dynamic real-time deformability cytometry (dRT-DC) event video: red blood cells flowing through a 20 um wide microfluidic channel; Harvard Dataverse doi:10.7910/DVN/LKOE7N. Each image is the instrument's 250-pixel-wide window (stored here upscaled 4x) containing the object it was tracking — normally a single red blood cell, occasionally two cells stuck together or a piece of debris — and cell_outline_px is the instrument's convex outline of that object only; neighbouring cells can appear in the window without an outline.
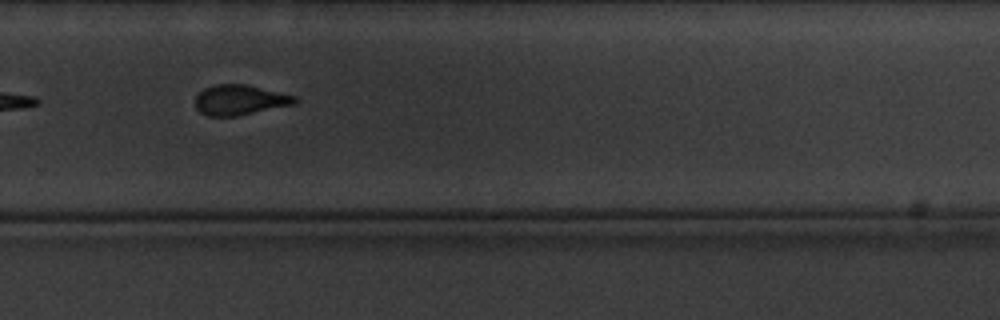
{"species": "common noctule bat (a hibernating species)", "species_latin": "Nyctalus noctula", "temperature_condition": "cold", "stored_images_in_passage": 10, "camera_frame_rate_fps": 3000, "um_per_image_px": 0.085, "animal": {"sex": "male", "body_mass_g": 20.1, "forearm_length_mm": 53.5}, "frame": {"image": 1, "passage_image": 10, "time_ms": 10.667, "image_size_px": [1000, 320], "cell_outline_px": [[296, 104], [236, 116], [208, 116], [200, 112], [196, 108], [196, 96], [204, 88], [216, 84], [248, 84], [296, 96]], "centroid_in_image_um": [20.39, 8.49], "position_along_channel_um": 309.4, "area_um2": 17.51}}